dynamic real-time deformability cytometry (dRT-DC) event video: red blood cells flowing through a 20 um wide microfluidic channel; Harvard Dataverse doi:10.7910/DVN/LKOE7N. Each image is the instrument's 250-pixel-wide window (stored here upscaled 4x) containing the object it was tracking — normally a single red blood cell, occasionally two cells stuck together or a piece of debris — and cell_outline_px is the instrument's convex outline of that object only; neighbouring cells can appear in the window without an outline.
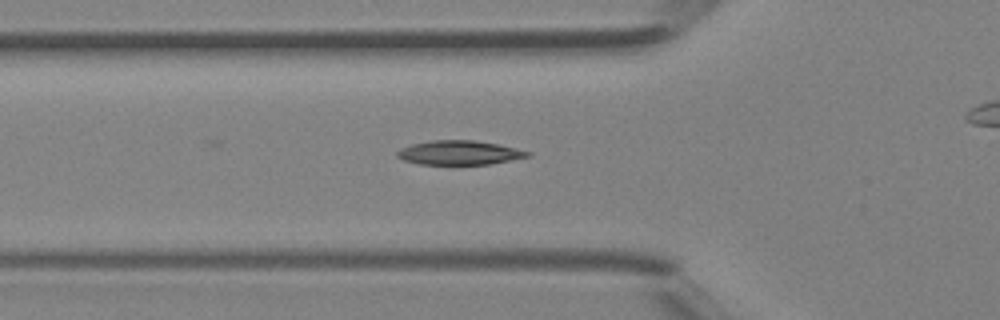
{"species": "Egyptian fruit bat (a non-hibernating species)", "species_latin": "Rousettus aegyptiacus", "temperature_condition": "room temperature", "stored_images_in_passage": 36, "camera_frame_rate_fps": 3000, "um_per_image_px": 0.085, "animal": {"sex": "female"}, "frame": {"image": 1, "passage_image": 14, "time_ms": 4.333, "image_size_px": [1000, 320], "cell_outline_px": [[532, 156], [488, 164], [420, 164], [404, 160], [396, 156], [396, 152], [400, 148], [412, 144], [432, 140], [472, 140], [496, 144], [516, 148], [532, 152]], "centroid_in_image_um": [39.04, 12.97], "position_along_channel_um": 86.8, "area_um2": 18.26}}
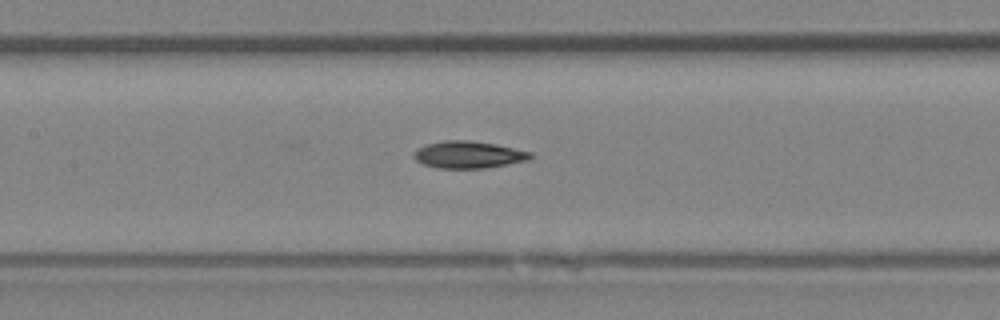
{"frame": {"image": 2, "passage_image": 19, "time_ms": 6.0, "image_size_px": [1000, 320], "cell_outline_px": [[536, 156], [528, 160], [484, 168], [436, 168], [424, 164], [416, 160], [412, 156], [416, 148], [424, 144], [444, 140], [468, 140], [492, 144], [532, 152]], "centroid_in_image_um": [39.78, 13.14], "position_along_channel_um": 167.6, "area_um2": 18.38}}
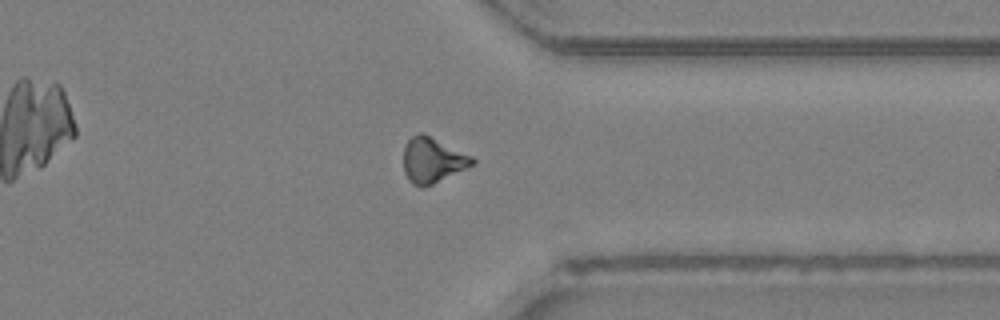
{"frame": {"image": 3, "passage_image": 32, "time_ms": 10.333, "image_size_px": [1000, 320], "cell_outline_px": [[476, 164], [432, 184], [420, 188], [412, 184], [408, 180], [404, 172], [404, 148], [408, 140], [412, 136], [420, 132], [424, 132], [472, 156], [476, 160]], "centroid_in_image_um": [36.77, 13.61], "position_along_channel_um": 374.6, "area_um2": 18.32}}